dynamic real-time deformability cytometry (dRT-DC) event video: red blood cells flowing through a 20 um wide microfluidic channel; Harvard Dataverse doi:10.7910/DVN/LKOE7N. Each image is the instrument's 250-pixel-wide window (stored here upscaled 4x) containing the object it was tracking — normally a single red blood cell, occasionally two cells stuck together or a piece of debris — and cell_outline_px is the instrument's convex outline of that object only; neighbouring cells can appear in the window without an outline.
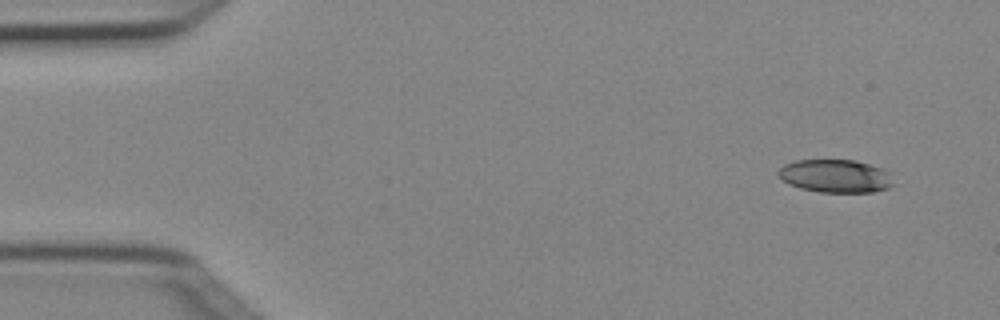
{"species": "Egyptian fruit bat (a non-hibernating species)", "species_latin": "Rousettus aegyptiacus", "temperature_condition": "cold", "stored_images_in_passage": 2, "camera_frame_rate_fps": 3000, "um_per_image_px": 0.085, "animal": {"sex": "female"}, "frame": {"image": 1, "passage_image": 2, "time_ms": 0.333, "image_size_px": [1000, 320], "cell_outline_px": [[892, 184], [888, 188], [872, 192], [820, 192], [800, 188], [788, 184], [776, 172], [784, 164], [796, 160], [856, 160], [880, 168], [888, 172]], "centroid_in_image_um": [70.97, 14.96], "position_along_channel_um": 14.0, "area_um2": 21.96}}